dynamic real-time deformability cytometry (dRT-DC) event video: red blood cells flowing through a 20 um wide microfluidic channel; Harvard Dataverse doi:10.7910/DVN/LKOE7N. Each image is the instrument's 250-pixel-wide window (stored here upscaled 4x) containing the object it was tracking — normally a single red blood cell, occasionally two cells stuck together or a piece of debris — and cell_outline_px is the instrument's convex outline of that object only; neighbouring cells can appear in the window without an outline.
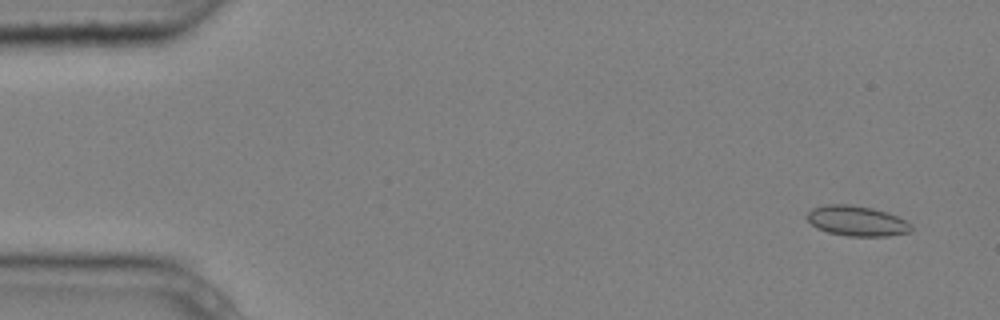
{"species": "common noctule bat (a hibernating species)", "species_latin": "Nyctalus noctula", "temperature_condition": "cold", "stored_images_in_passage": 5, "camera_frame_rate_fps": 3000, "um_per_image_px": 0.085, "animal": {"sex": "male", "body_mass_g": 20.4}, "frame": {"image": 1, "passage_image": 1, "time_ms": 0.0, "image_size_px": [1000, 320], "cell_outline_px": [[912, 232], [888, 236], [848, 236], [828, 232], [816, 228], [808, 220], [808, 212], [812, 208], [828, 204], [848, 204], [872, 208], [888, 212], [912, 224]], "centroid_in_image_um": [72.86, 18.78], "position_along_channel_um": 12.1, "area_um2": 18.32}}
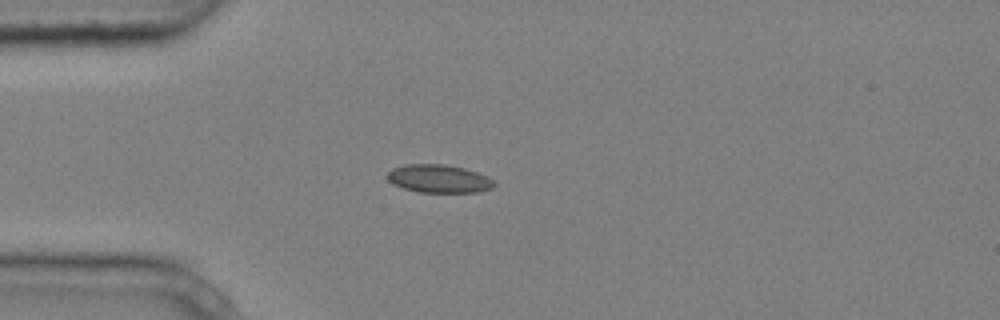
{"frame": {"image": 2, "passage_image": 4, "time_ms": 1.0, "image_size_px": [1000, 320], "cell_outline_px": [[496, 184], [492, 188], [480, 192], [420, 192], [404, 188], [392, 184], [388, 180], [388, 172], [392, 168], [404, 164], [444, 164], [464, 168], [488, 176]], "centroid_in_image_um": [37.3, 15.18], "position_along_channel_um": 47.7, "area_um2": 17.51}}